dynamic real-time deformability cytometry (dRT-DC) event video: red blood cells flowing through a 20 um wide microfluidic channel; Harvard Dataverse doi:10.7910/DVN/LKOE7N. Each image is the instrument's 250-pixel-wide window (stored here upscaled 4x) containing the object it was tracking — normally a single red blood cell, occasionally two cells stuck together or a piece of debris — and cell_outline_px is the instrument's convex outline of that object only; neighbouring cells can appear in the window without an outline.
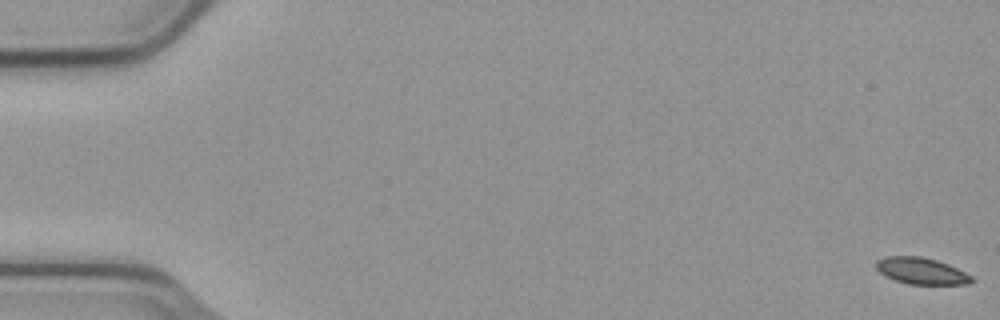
{"species": "common noctule bat (a hibernating species)", "species_latin": "Nyctalus noctula", "temperature_condition": "cold", "stored_images_in_passage": 57, "segment_of_instrument_passage": [1, 2], "camera_frame_rate_fps": 3000, "um_per_image_px": 0.085, "animal": {"sex": "male", "body_mass_g": 23.1, "forearm_length_mm": 52.7}, "frame": {"image": 1, "passage_image": 1, "time_ms": 0.0, "image_size_px": [1000, 320], "cell_outline_px": [[976, 280], [972, 284], [908, 284], [896, 280], [880, 272], [876, 268], [876, 260], [888, 256], [920, 256], [936, 260], [948, 264], [972, 276]], "centroid_in_image_um": [78.35, 23.03], "position_along_channel_um": 6.6, "area_um2": 14.68}}
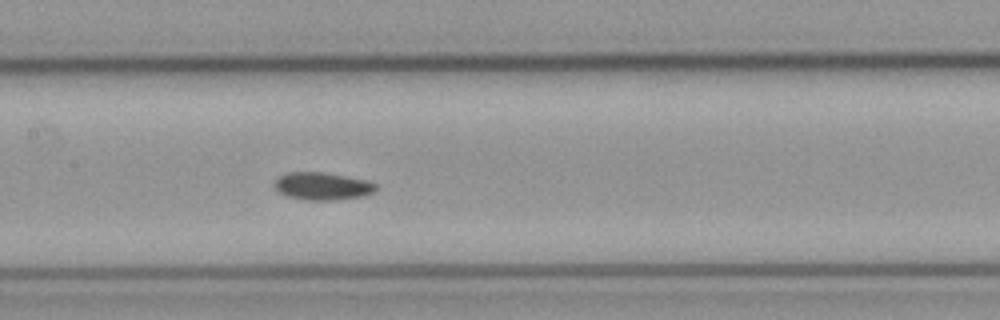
{"frame": {"image": 2, "passage_image": 28, "time_ms": 9.0, "image_size_px": [1000, 320], "cell_outline_px": [[376, 188], [372, 192], [364, 196], [332, 200], [308, 200], [288, 196], [276, 192], [272, 184], [280, 176], [288, 172], [324, 172], [368, 180], [376, 184]], "centroid_in_image_um": [27.37, 15.82], "position_along_channel_um": 180.0, "area_um2": 16.36}}
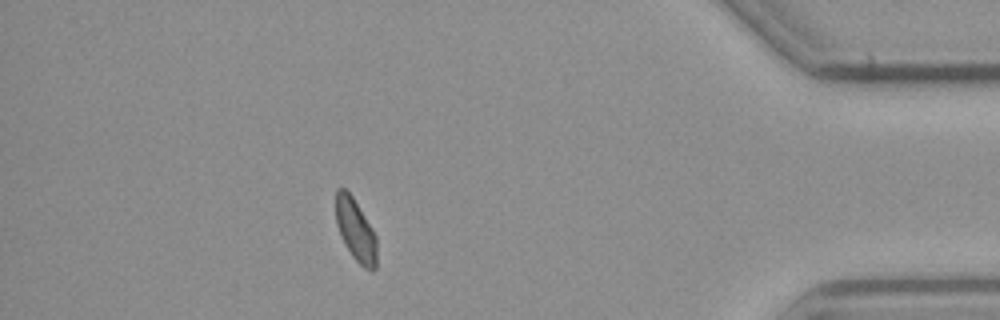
{"frame": {"image": 3, "passage_image": 50, "time_ms": 16.333, "image_size_px": [1000, 320], "cell_outline_px": [[376, 268], [372, 272], [364, 268], [352, 256], [344, 244], [340, 236], [336, 224], [336, 188], [344, 188], [352, 196], [372, 228], [376, 236]], "centroid_in_image_um": [30.22, 19.58], "position_along_channel_um": 405.0, "area_um2": 14.85}}